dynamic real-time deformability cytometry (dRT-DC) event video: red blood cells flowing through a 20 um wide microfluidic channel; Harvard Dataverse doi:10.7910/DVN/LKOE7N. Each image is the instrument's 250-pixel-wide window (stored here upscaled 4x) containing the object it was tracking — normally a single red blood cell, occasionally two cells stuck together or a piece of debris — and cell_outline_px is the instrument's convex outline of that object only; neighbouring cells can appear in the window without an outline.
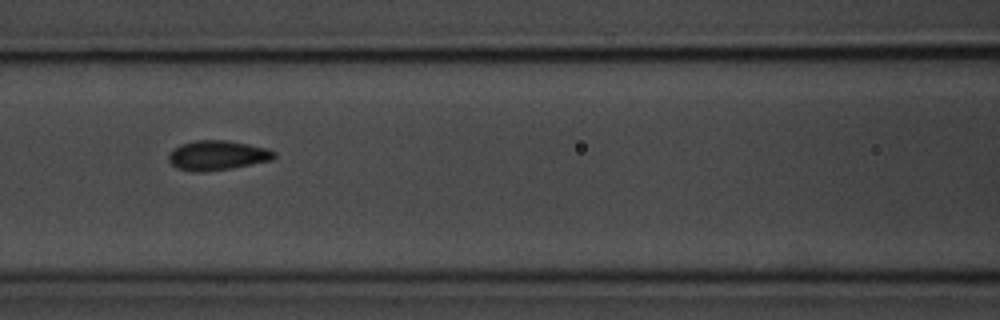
{"species": "common noctule bat (a hibernating species)", "species_latin": "Nyctalus noctula", "temperature_condition": "room temperature", "stored_images_in_passage": 7, "camera_frame_rate_fps": 3000, "um_per_image_px": 0.085, "animal": {"sex": "male", "body_mass_g": 20.1, "forearm_length_mm": 53.5}, "frame": {"image": 1, "passage_image": 4, "time_ms": 3.667, "image_size_px": [1000, 320], "cell_outline_px": [[276, 156], [272, 160], [232, 168], [204, 172], [192, 172], [176, 168], [168, 160], [168, 152], [172, 148], [180, 144], [196, 140], [228, 140], [248, 144], [264, 148], [276, 152]], "centroid_in_image_um": [18.42, 13.21], "position_along_channel_um": 148.2, "area_um2": 18.44}}
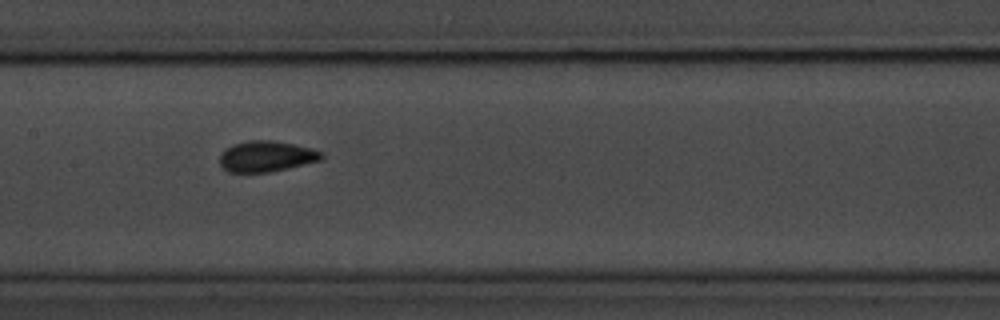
{"frame": {"image": 2, "passage_image": 5, "time_ms": 4.667, "image_size_px": [1000, 320], "cell_outline_px": [[324, 156], [320, 160], [288, 168], [268, 172], [228, 172], [220, 164], [220, 152], [224, 148], [232, 144], [248, 140], [272, 140], [296, 144], [312, 148], [324, 152]], "centroid_in_image_um": [22.63, 13.27], "position_along_channel_um": 184.8, "area_um2": 18.5}}